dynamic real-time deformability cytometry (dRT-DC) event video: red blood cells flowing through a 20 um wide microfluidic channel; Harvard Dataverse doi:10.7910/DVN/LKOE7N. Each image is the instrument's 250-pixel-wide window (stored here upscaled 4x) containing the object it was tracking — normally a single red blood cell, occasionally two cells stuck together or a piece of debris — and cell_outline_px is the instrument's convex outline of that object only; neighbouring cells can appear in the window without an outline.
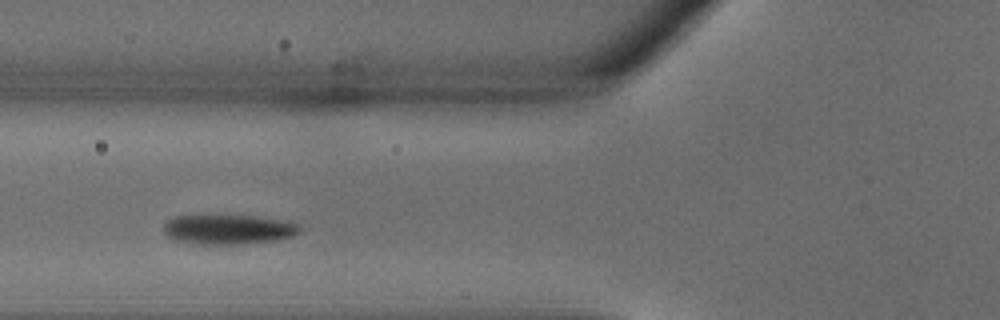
{"species": "common noctule bat (a hibernating species)", "species_latin": "Nyctalus noctula", "temperature_condition": "warm", "stored_images_in_passage": 15, "camera_frame_rate_fps": 3000, "um_per_image_px": 0.085, "animal": {"sex": "male", "body_mass_g": 18.8}, "frame": {"image": 1, "passage_image": 4, "time_ms": 1.0, "image_size_px": [1000, 320], "cell_outline_px": [[304, 228], [300, 232], [292, 236], [280, 240], [240, 244], [196, 244], [172, 240], [164, 232], [164, 224], [172, 216], [212, 212], [256, 216], [280, 220], [296, 224]], "centroid_in_image_um": [19.34, 19.45], "position_along_channel_um": 106.5, "area_um2": 24.8}}
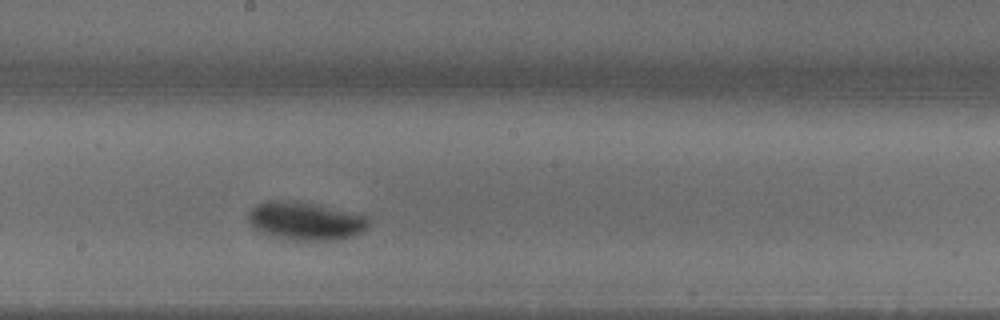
{"frame": {"image": 2, "passage_image": 10, "time_ms": 3.0, "image_size_px": [1000, 320], "cell_outline_px": [[372, 220], [360, 232], [352, 236], [340, 240], [296, 240], [276, 236], [264, 232], [256, 228], [248, 220], [248, 212], [256, 204], [268, 200], [296, 200], [368, 216]], "centroid_in_image_um": [25.98, 18.76], "position_along_channel_um": 222.2, "area_um2": 26.47}}
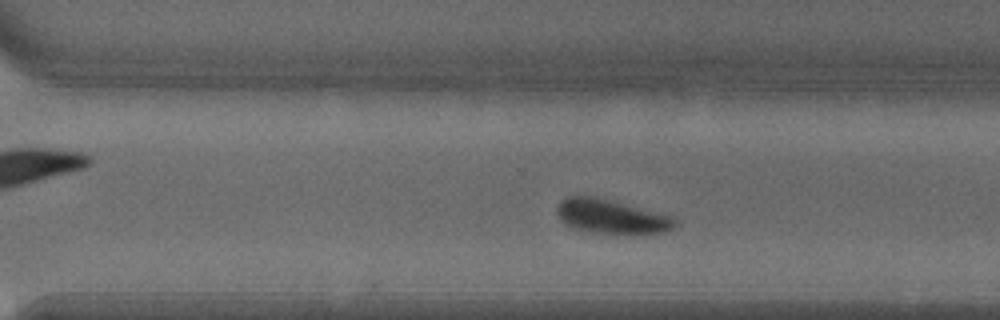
{"frame": {"image": 3, "passage_image": 15, "time_ms": 4.667, "image_size_px": [1000, 320], "cell_outline_px": [[676, 224], [672, 228], [664, 232], [632, 236], [592, 232], [572, 228], [560, 220], [556, 212], [556, 204], [560, 200], [568, 196], [592, 196], [672, 216], [676, 220]], "centroid_in_image_um": [51.93, 18.44], "position_along_channel_um": 318.7, "area_um2": 23.81}}